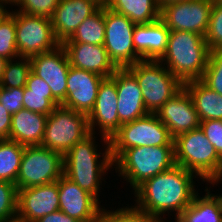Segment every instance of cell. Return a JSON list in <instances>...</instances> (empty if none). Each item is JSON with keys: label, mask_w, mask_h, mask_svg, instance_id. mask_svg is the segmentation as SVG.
<instances>
[{"label": "cell", "mask_w": 222, "mask_h": 222, "mask_svg": "<svg viewBox=\"0 0 222 222\" xmlns=\"http://www.w3.org/2000/svg\"><path fill=\"white\" fill-rule=\"evenodd\" d=\"M196 176L198 175L175 164L172 168L145 180L133 191L137 198L135 206L156 220H162L166 212L169 214L174 211L176 220L199 194L194 188L193 179Z\"/></svg>", "instance_id": "6da1fadb"}, {"label": "cell", "mask_w": 222, "mask_h": 222, "mask_svg": "<svg viewBox=\"0 0 222 222\" xmlns=\"http://www.w3.org/2000/svg\"><path fill=\"white\" fill-rule=\"evenodd\" d=\"M95 134H88L63 156V175L99 201L101 180H104L103 176L114 163L110 148H106L103 153L97 151Z\"/></svg>", "instance_id": "7a4b0ae2"}, {"label": "cell", "mask_w": 222, "mask_h": 222, "mask_svg": "<svg viewBox=\"0 0 222 222\" xmlns=\"http://www.w3.org/2000/svg\"><path fill=\"white\" fill-rule=\"evenodd\" d=\"M210 52L204 36L170 31L166 51L159 61L184 84L202 79Z\"/></svg>", "instance_id": "3957f363"}, {"label": "cell", "mask_w": 222, "mask_h": 222, "mask_svg": "<svg viewBox=\"0 0 222 222\" xmlns=\"http://www.w3.org/2000/svg\"><path fill=\"white\" fill-rule=\"evenodd\" d=\"M175 164L199 176L204 182L222 181V159L200 127L174 138Z\"/></svg>", "instance_id": "277c9868"}, {"label": "cell", "mask_w": 222, "mask_h": 222, "mask_svg": "<svg viewBox=\"0 0 222 222\" xmlns=\"http://www.w3.org/2000/svg\"><path fill=\"white\" fill-rule=\"evenodd\" d=\"M113 163L133 190L145 180L175 165L174 146H140L126 149Z\"/></svg>", "instance_id": "5b68a950"}, {"label": "cell", "mask_w": 222, "mask_h": 222, "mask_svg": "<svg viewBox=\"0 0 222 222\" xmlns=\"http://www.w3.org/2000/svg\"><path fill=\"white\" fill-rule=\"evenodd\" d=\"M127 69L139 83L148 113H157L184 86L160 61L141 60Z\"/></svg>", "instance_id": "8992f818"}, {"label": "cell", "mask_w": 222, "mask_h": 222, "mask_svg": "<svg viewBox=\"0 0 222 222\" xmlns=\"http://www.w3.org/2000/svg\"><path fill=\"white\" fill-rule=\"evenodd\" d=\"M109 142L113 162L128 148L174 146V138L156 113L122 124Z\"/></svg>", "instance_id": "52a82bcc"}, {"label": "cell", "mask_w": 222, "mask_h": 222, "mask_svg": "<svg viewBox=\"0 0 222 222\" xmlns=\"http://www.w3.org/2000/svg\"><path fill=\"white\" fill-rule=\"evenodd\" d=\"M88 134L90 129L86 114L58 105L47 116L41 146L64 156Z\"/></svg>", "instance_id": "ba28073f"}, {"label": "cell", "mask_w": 222, "mask_h": 222, "mask_svg": "<svg viewBox=\"0 0 222 222\" xmlns=\"http://www.w3.org/2000/svg\"><path fill=\"white\" fill-rule=\"evenodd\" d=\"M63 168L61 153L41 145L25 147L16 188L19 190L55 182L63 175Z\"/></svg>", "instance_id": "9c48e42d"}, {"label": "cell", "mask_w": 222, "mask_h": 222, "mask_svg": "<svg viewBox=\"0 0 222 222\" xmlns=\"http://www.w3.org/2000/svg\"><path fill=\"white\" fill-rule=\"evenodd\" d=\"M11 13L15 16L16 47L19 57L31 58L61 45L55 37L50 17L19 11Z\"/></svg>", "instance_id": "30bf717a"}, {"label": "cell", "mask_w": 222, "mask_h": 222, "mask_svg": "<svg viewBox=\"0 0 222 222\" xmlns=\"http://www.w3.org/2000/svg\"><path fill=\"white\" fill-rule=\"evenodd\" d=\"M104 47L117 68H127L141 61L133 44L135 23L128 17L104 6Z\"/></svg>", "instance_id": "8fae6325"}, {"label": "cell", "mask_w": 222, "mask_h": 222, "mask_svg": "<svg viewBox=\"0 0 222 222\" xmlns=\"http://www.w3.org/2000/svg\"><path fill=\"white\" fill-rule=\"evenodd\" d=\"M213 0L173 2L161 8L160 18L170 31H187L205 36Z\"/></svg>", "instance_id": "7c38bea8"}, {"label": "cell", "mask_w": 222, "mask_h": 222, "mask_svg": "<svg viewBox=\"0 0 222 222\" xmlns=\"http://www.w3.org/2000/svg\"><path fill=\"white\" fill-rule=\"evenodd\" d=\"M118 99L115 84V73L103 78L92 111L87 115L90 133H95L98 126L104 148H110L109 140L122 125L117 114Z\"/></svg>", "instance_id": "4fadbf2b"}, {"label": "cell", "mask_w": 222, "mask_h": 222, "mask_svg": "<svg viewBox=\"0 0 222 222\" xmlns=\"http://www.w3.org/2000/svg\"><path fill=\"white\" fill-rule=\"evenodd\" d=\"M31 71L49 86L52 96L62 104L67 97V75L70 62L65 48L59 45L52 51L30 58Z\"/></svg>", "instance_id": "5bb4252c"}, {"label": "cell", "mask_w": 222, "mask_h": 222, "mask_svg": "<svg viewBox=\"0 0 222 222\" xmlns=\"http://www.w3.org/2000/svg\"><path fill=\"white\" fill-rule=\"evenodd\" d=\"M58 180L17 191L18 222H36L41 217L59 210Z\"/></svg>", "instance_id": "9a60e30c"}, {"label": "cell", "mask_w": 222, "mask_h": 222, "mask_svg": "<svg viewBox=\"0 0 222 222\" xmlns=\"http://www.w3.org/2000/svg\"><path fill=\"white\" fill-rule=\"evenodd\" d=\"M58 192L59 210L80 222H99L101 202L89 192L64 175L58 179Z\"/></svg>", "instance_id": "2e32d148"}, {"label": "cell", "mask_w": 222, "mask_h": 222, "mask_svg": "<svg viewBox=\"0 0 222 222\" xmlns=\"http://www.w3.org/2000/svg\"><path fill=\"white\" fill-rule=\"evenodd\" d=\"M103 78L96 73L70 66L67 75V97L61 105L88 115L94 107Z\"/></svg>", "instance_id": "e0dca14e"}, {"label": "cell", "mask_w": 222, "mask_h": 222, "mask_svg": "<svg viewBox=\"0 0 222 222\" xmlns=\"http://www.w3.org/2000/svg\"><path fill=\"white\" fill-rule=\"evenodd\" d=\"M156 115L168 128L173 138L181 133L194 130L200 125L192 99L184 87L170 98Z\"/></svg>", "instance_id": "ac0fdd59"}, {"label": "cell", "mask_w": 222, "mask_h": 222, "mask_svg": "<svg viewBox=\"0 0 222 222\" xmlns=\"http://www.w3.org/2000/svg\"><path fill=\"white\" fill-rule=\"evenodd\" d=\"M115 84L118 99L117 114L121 124L134 121L148 114L139 83L127 68L116 70Z\"/></svg>", "instance_id": "d6986e66"}, {"label": "cell", "mask_w": 222, "mask_h": 222, "mask_svg": "<svg viewBox=\"0 0 222 222\" xmlns=\"http://www.w3.org/2000/svg\"><path fill=\"white\" fill-rule=\"evenodd\" d=\"M100 7L95 0H60L51 17L56 39L61 44L69 39L77 27Z\"/></svg>", "instance_id": "ffe728a7"}, {"label": "cell", "mask_w": 222, "mask_h": 222, "mask_svg": "<svg viewBox=\"0 0 222 222\" xmlns=\"http://www.w3.org/2000/svg\"><path fill=\"white\" fill-rule=\"evenodd\" d=\"M70 66L111 77L118 69L110 60L104 45L86 43H62Z\"/></svg>", "instance_id": "44dd1931"}, {"label": "cell", "mask_w": 222, "mask_h": 222, "mask_svg": "<svg viewBox=\"0 0 222 222\" xmlns=\"http://www.w3.org/2000/svg\"><path fill=\"white\" fill-rule=\"evenodd\" d=\"M170 30L164 21L136 24L133 30V44L142 60L159 61L167 48Z\"/></svg>", "instance_id": "7402d4cb"}, {"label": "cell", "mask_w": 222, "mask_h": 222, "mask_svg": "<svg viewBox=\"0 0 222 222\" xmlns=\"http://www.w3.org/2000/svg\"><path fill=\"white\" fill-rule=\"evenodd\" d=\"M47 115L22 108L12 115L9 139L22 146H39L43 139Z\"/></svg>", "instance_id": "603a6c76"}, {"label": "cell", "mask_w": 222, "mask_h": 222, "mask_svg": "<svg viewBox=\"0 0 222 222\" xmlns=\"http://www.w3.org/2000/svg\"><path fill=\"white\" fill-rule=\"evenodd\" d=\"M200 121L222 120V95L211 90L201 80L184 83Z\"/></svg>", "instance_id": "cb8c5ba5"}, {"label": "cell", "mask_w": 222, "mask_h": 222, "mask_svg": "<svg viewBox=\"0 0 222 222\" xmlns=\"http://www.w3.org/2000/svg\"><path fill=\"white\" fill-rule=\"evenodd\" d=\"M205 188V195L197 194L175 222H222V194H211Z\"/></svg>", "instance_id": "d4e9b609"}, {"label": "cell", "mask_w": 222, "mask_h": 222, "mask_svg": "<svg viewBox=\"0 0 222 222\" xmlns=\"http://www.w3.org/2000/svg\"><path fill=\"white\" fill-rule=\"evenodd\" d=\"M23 108L35 113L49 115L56 106L61 105L53 96L50 86L30 72L24 87Z\"/></svg>", "instance_id": "484cf974"}, {"label": "cell", "mask_w": 222, "mask_h": 222, "mask_svg": "<svg viewBox=\"0 0 222 222\" xmlns=\"http://www.w3.org/2000/svg\"><path fill=\"white\" fill-rule=\"evenodd\" d=\"M106 7L125 15L135 24H145L160 18L156 0H108Z\"/></svg>", "instance_id": "4316f807"}, {"label": "cell", "mask_w": 222, "mask_h": 222, "mask_svg": "<svg viewBox=\"0 0 222 222\" xmlns=\"http://www.w3.org/2000/svg\"><path fill=\"white\" fill-rule=\"evenodd\" d=\"M105 29L104 6H101L94 14L87 17L73 35L63 43L104 45Z\"/></svg>", "instance_id": "83f0119b"}, {"label": "cell", "mask_w": 222, "mask_h": 222, "mask_svg": "<svg viewBox=\"0 0 222 222\" xmlns=\"http://www.w3.org/2000/svg\"><path fill=\"white\" fill-rule=\"evenodd\" d=\"M24 149L13 140H0V180L16 183Z\"/></svg>", "instance_id": "f1b7e54d"}, {"label": "cell", "mask_w": 222, "mask_h": 222, "mask_svg": "<svg viewBox=\"0 0 222 222\" xmlns=\"http://www.w3.org/2000/svg\"><path fill=\"white\" fill-rule=\"evenodd\" d=\"M18 60H8L5 65L0 86L4 88H21L26 86L28 76L31 72L30 58L19 57Z\"/></svg>", "instance_id": "f546056e"}, {"label": "cell", "mask_w": 222, "mask_h": 222, "mask_svg": "<svg viewBox=\"0 0 222 222\" xmlns=\"http://www.w3.org/2000/svg\"><path fill=\"white\" fill-rule=\"evenodd\" d=\"M102 208L99 222H155L156 219L146 211L136 206H123V208L110 211Z\"/></svg>", "instance_id": "4dcf8cb0"}, {"label": "cell", "mask_w": 222, "mask_h": 222, "mask_svg": "<svg viewBox=\"0 0 222 222\" xmlns=\"http://www.w3.org/2000/svg\"><path fill=\"white\" fill-rule=\"evenodd\" d=\"M0 57L6 60L19 58L16 47L15 16L12 13L0 25Z\"/></svg>", "instance_id": "1f68e13d"}, {"label": "cell", "mask_w": 222, "mask_h": 222, "mask_svg": "<svg viewBox=\"0 0 222 222\" xmlns=\"http://www.w3.org/2000/svg\"><path fill=\"white\" fill-rule=\"evenodd\" d=\"M16 185L0 180V222H14L17 215Z\"/></svg>", "instance_id": "d6a6232c"}, {"label": "cell", "mask_w": 222, "mask_h": 222, "mask_svg": "<svg viewBox=\"0 0 222 222\" xmlns=\"http://www.w3.org/2000/svg\"><path fill=\"white\" fill-rule=\"evenodd\" d=\"M201 81L211 90L222 95V51H211Z\"/></svg>", "instance_id": "836d02e7"}, {"label": "cell", "mask_w": 222, "mask_h": 222, "mask_svg": "<svg viewBox=\"0 0 222 222\" xmlns=\"http://www.w3.org/2000/svg\"><path fill=\"white\" fill-rule=\"evenodd\" d=\"M204 37L210 51H222V6L213 4Z\"/></svg>", "instance_id": "e575fe53"}, {"label": "cell", "mask_w": 222, "mask_h": 222, "mask_svg": "<svg viewBox=\"0 0 222 222\" xmlns=\"http://www.w3.org/2000/svg\"><path fill=\"white\" fill-rule=\"evenodd\" d=\"M59 2L60 0H15L12 5L19 6V12L51 18Z\"/></svg>", "instance_id": "d590c367"}, {"label": "cell", "mask_w": 222, "mask_h": 222, "mask_svg": "<svg viewBox=\"0 0 222 222\" xmlns=\"http://www.w3.org/2000/svg\"><path fill=\"white\" fill-rule=\"evenodd\" d=\"M24 87L4 88L0 86V103L11 114L23 108Z\"/></svg>", "instance_id": "8d00e7d4"}, {"label": "cell", "mask_w": 222, "mask_h": 222, "mask_svg": "<svg viewBox=\"0 0 222 222\" xmlns=\"http://www.w3.org/2000/svg\"><path fill=\"white\" fill-rule=\"evenodd\" d=\"M199 127L222 159V120H203Z\"/></svg>", "instance_id": "74e56055"}, {"label": "cell", "mask_w": 222, "mask_h": 222, "mask_svg": "<svg viewBox=\"0 0 222 222\" xmlns=\"http://www.w3.org/2000/svg\"><path fill=\"white\" fill-rule=\"evenodd\" d=\"M12 115L0 103V140L9 139Z\"/></svg>", "instance_id": "f35d334b"}, {"label": "cell", "mask_w": 222, "mask_h": 222, "mask_svg": "<svg viewBox=\"0 0 222 222\" xmlns=\"http://www.w3.org/2000/svg\"><path fill=\"white\" fill-rule=\"evenodd\" d=\"M36 222H80V221L68 216L61 210H58L48 215H45L44 217H41Z\"/></svg>", "instance_id": "ab89813d"}, {"label": "cell", "mask_w": 222, "mask_h": 222, "mask_svg": "<svg viewBox=\"0 0 222 222\" xmlns=\"http://www.w3.org/2000/svg\"><path fill=\"white\" fill-rule=\"evenodd\" d=\"M6 4H12L6 0H0V25L5 20V18L11 13L10 10H6Z\"/></svg>", "instance_id": "60d3db41"}, {"label": "cell", "mask_w": 222, "mask_h": 222, "mask_svg": "<svg viewBox=\"0 0 222 222\" xmlns=\"http://www.w3.org/2000/svg\"><path fill=\"white\" fill-rule=\"evenodd\" d=\"M182 1H189V0H156L157 4L159 5L160 9L170 3L173 2H182Z\"/></svg>", "instance_id": "b9f144b4"}, {"label": "cell", "mask_w": 222, "mask_h": 222, "mask_svg": "<svg viewBox=\"0 0 222 222\" xmlns=\"http://www.w3.org/2000/svg\"><path fill=\"white\" fill-rule=\"evenodd\" d=\"M7 61H8V60L0 57V79H1V77H2V74H3V71H4V69H5V65H6V62H7Z\"/></svg>", "instance_id": "7bdbcfd3"}, {"label": "cell", "mask_w": 222, "mask_h": 222, "mask_svg": "<svg viewBox=\"0 0 222 222\" xmlns=\"http://www.w3.org/2000/svg\"><path fill=\"white\" fill-rule=\"evenodd\" d=\"M97 3H99L101 6H106L108 0H95Z\"/></svg>", "instance_id": "ee69618b"}, {"label": "cell", "mask_w": 222, "mask_h": 222, "mask_svg": "<svg viewBox=\"0 0 222 222\" xmlns=\"http://www.w3.org/2000/svg\"><path fill=\"white\" fill-rule=\"evenodd\" d=\"M214 4L222 6V0H213Z\"/></svg>", "instance_id": "f6af8a7d"}, {"label": "cell", "mask_w": 222, "mask_h": 222, "mask_svg": "<svg viewBox=\"0 0 222 222\" xmlns=\"http://www.w3.org/2000/svg\"><path fill=\"white\" fill-rule=\"evenodd\" d=\"M155 222H165L164 220H156Z\"/></svg>", "instance_id": "bcb514c9"}, {"label": "cell", "mask_w": 222, "mask_h": 222, "mask_svg": "<svg viewBox=\"0 0 222 222\" xmlns=\"http://www.w3.org/2000/svg\"><path fill=\"white\" fill-rule=\"evenodd\" d=\"M6 1H9V2L13 3L15 0H6Z\"/></svg>", "instance_id": "7dc6e473"}]
</instances>
